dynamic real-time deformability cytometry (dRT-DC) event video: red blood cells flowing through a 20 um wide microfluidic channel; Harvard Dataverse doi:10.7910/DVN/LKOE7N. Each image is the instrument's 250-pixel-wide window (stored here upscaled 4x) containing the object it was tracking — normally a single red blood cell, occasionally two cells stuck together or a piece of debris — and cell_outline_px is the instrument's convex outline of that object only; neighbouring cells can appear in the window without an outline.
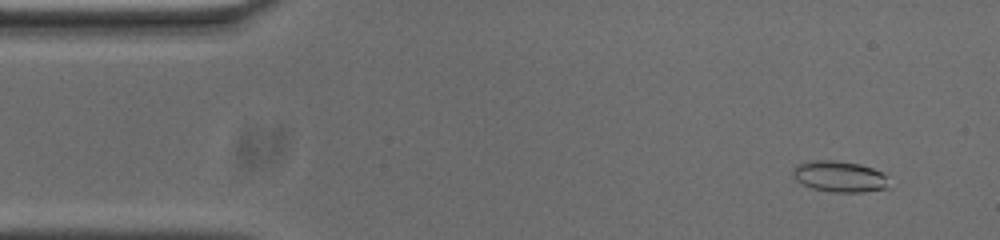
{"species": "common noctule bat (a hibernating species)", "species_latin": "Nyctalus noctula", "temperature_condition": "cold", "stored_images_in_passage": 54, "camera_frame_rate_fps": 3000, "um_per_image_px": 0.085, "animal": {"sex": "male", "body_mass_g": 20.0, "forearm_length_mm": 53.3}, "frame": {"image": 1, "passage_image": 4, "time_ms": 1.0, "image_size_px": [1000, 240], "cell_outline_px": [[892, 188], [860, 192], [836, 192], [812, 188], [796, 180], [792, 176], [792, 168], [796, 164], [812, 160], [836, 160], [860, 164], [872, 168], [888, 176]], "centroid_in_image_um": [71.39, 15.0], "position_along_channel_um": 13.6, "area_um2": 17.69}}
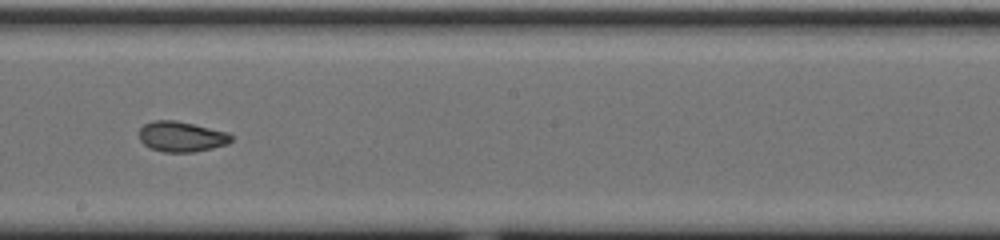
{"frame": {"image": 2, "passage_image": 29, "time_ms": 9.333, "image_size_px": [1000, 240], "cell_outline_px": [[232, 140], [228, 144], [196, 152], [164, 152], [152, 148], [144, 144], [140, 140], [140, 128], [144, 124], [156, 120], [176, 120], [228, 132], [232, 136]], "centroid_in_image_um": [15.45, 11.61], "position_along_channel_um": 232.8, "area_um2": 16.24}}
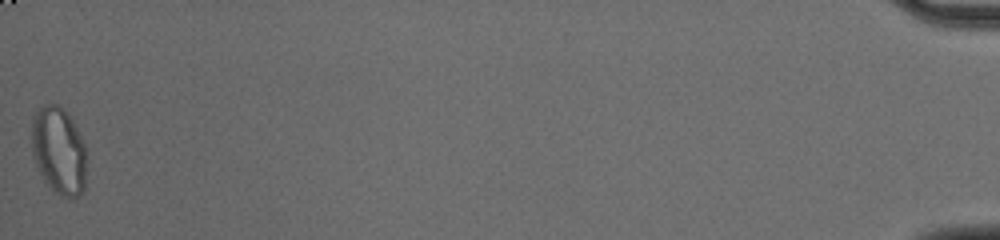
{"frame": {"image": 3, "passage_image": 54, "time_ms": 17.667, "image_size_px": [1000, 240], "cell_outline_px": [[88, 160], [84, 188], [80, 196], [72, 200], [60, 196], [44, 180], [32, 156], [32, 116], [44, 104], [56, 104], [68, 112], [88, 148]], "centroid_in_image_um": [5.05, 12.83], "position_along_channel_um": 430.1, "area_um2": 28.78}, "authors_computed_cell_mechanics": {"area_um2": 16.9643, "velocity_mm_per_s": 3.6982, "shape_relaxation_time_tau1_ms": 8.101, "shape_relaxation_time_tau2_ms": 1.8945, "deformation_change_tau1": 0.2072, "deformation_change_tau2": 0.0691}}